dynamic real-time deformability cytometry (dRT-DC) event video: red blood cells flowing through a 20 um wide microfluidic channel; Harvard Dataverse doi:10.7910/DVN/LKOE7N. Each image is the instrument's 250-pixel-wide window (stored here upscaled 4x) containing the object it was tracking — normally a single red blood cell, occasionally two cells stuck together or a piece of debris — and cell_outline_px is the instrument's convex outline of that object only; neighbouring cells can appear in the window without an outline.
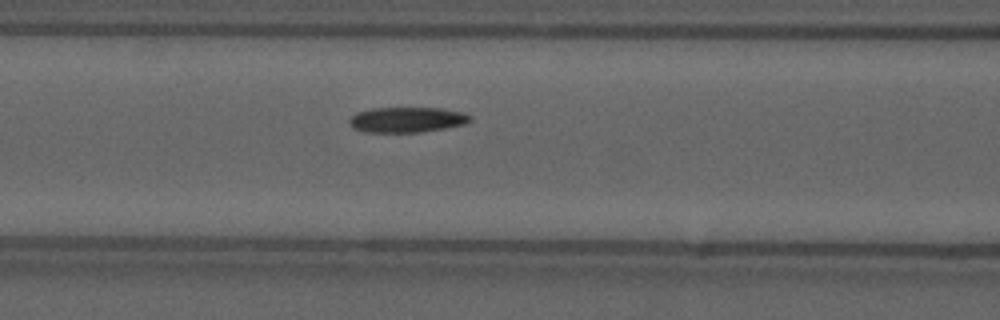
{"species": "common noctule bat (a hibernating species)", "species_latin": "Nyctalus noctula", "temperature_condition": "cold", "stored_images_in_passage": 30, "camera_frame_rate_fps": 3000, "um_per_image_px": 0.085, "animal": {"sex": "male", "forearm_length_mm": 52.5}, "frame": {"image": 1, "passage_image": 9, "time_ms": 2.667, "image_size_px": [1000, 320], "cell_outline_px": [[472, 120], [464, 124], [444, 128], [420, 132], [364, 132], [356, 128], [348, 120], [356, 112], [372, 108], [440, 108], [460, 112], [472, 116]], "centroid_in_image_um": [34.6, 10.17], "position_along_channel_um": 132.0, "area_um2": 17.63}}
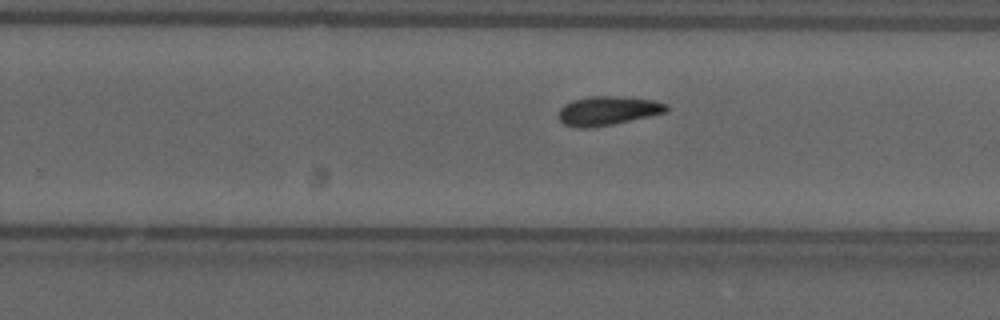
{"frame": {"image": 2, "passage_image": 21, "time_ms": 6.667, "image_size_px": [1000, 320], "cell_outline_px": [[668, 112], [612, 124], [588, 128], [576, 128], [564, 124], [560, 120], [560, 108], [564, 104], [572, 100], [592, 96], [612, 96], [656, 100], [668, 104]], "centroid_in_image_um": [51.68, 9.41], "position_along_channel_um": 278.1, "area_um2": 18.15}, "authors_computed_cell_mechanics": {"area_um2": 17.8602, "velocity_mm_per_s": 3.6619, "shape_relaxation_time_tau1_ms": 6.3994, "shape_relaxation_time_tau2_ms": 8.1295, "deformation_change_tau1": 0.1343, "deformation_change_tau2": 0.1296}}